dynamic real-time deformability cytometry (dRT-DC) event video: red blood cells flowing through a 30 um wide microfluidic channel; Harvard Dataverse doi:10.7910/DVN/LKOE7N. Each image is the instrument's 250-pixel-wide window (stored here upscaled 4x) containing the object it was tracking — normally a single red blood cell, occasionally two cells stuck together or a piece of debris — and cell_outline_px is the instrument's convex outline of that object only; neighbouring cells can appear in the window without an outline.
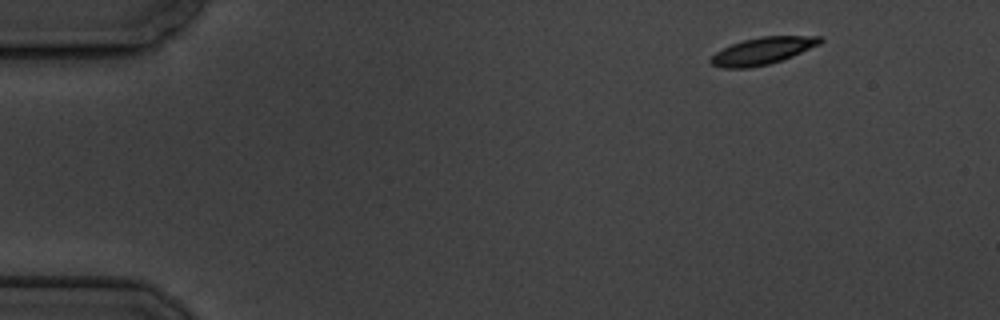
{"species": "common noctule bat (a hibernating species)", "species_latin": "Nyctalus noctula", "temperature_condition": "cold", "stored_images_in_passage": 5, "camera_frame_rate_fps": 3000, "um_per_image_px": 0.085, "animal": {"sex": "male", "body_mass_g": 19.5, "forearm_length_mm": 54.6}, "frame": {"image": 1, "passage_image": 1, "time_ms": 0.0, "image_size_px": [1000, 320], "cell_outline_px": [[824, 40], [820, 44], [792, 56], [768, 64], [748, 68], [724, 68], [712, 64], [708, 60], [716, 52], [732, 44], [744, 40], [760, 36], [820, 36]], "centroid_in_image_um": [64.82, 4.32], "position_along_channel_um": 20.2, "area_um2": 17.05}}
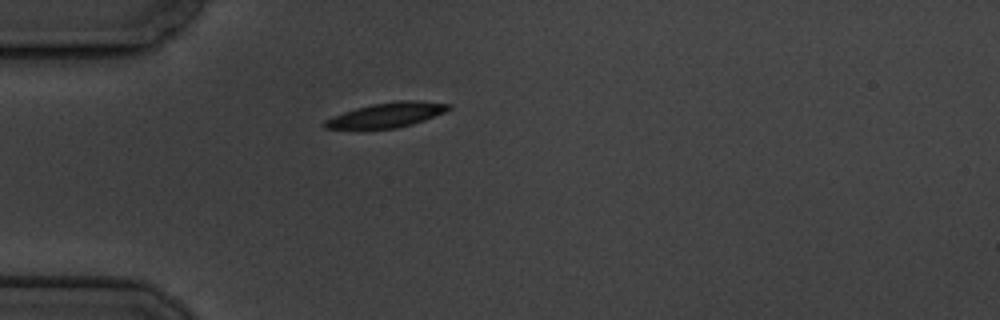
{"frame": {"image": 2, "passage_image": 4, "time_ms": 3.333, "image_size_px": [1000, 320], "cell_outline_px": [[452, 108], [444, 112], [424, 120], [412, 124], [396, 128], [324, 128], [320, 124], [324, 120], [332, 116], [356, 108], [372, 104], [396, 100], [420, 100], [452, 104]], "centroid_in_image_um": [32.89, 9.75], "position_along_channel_um": 52.1, "area_um2": 17.86}}